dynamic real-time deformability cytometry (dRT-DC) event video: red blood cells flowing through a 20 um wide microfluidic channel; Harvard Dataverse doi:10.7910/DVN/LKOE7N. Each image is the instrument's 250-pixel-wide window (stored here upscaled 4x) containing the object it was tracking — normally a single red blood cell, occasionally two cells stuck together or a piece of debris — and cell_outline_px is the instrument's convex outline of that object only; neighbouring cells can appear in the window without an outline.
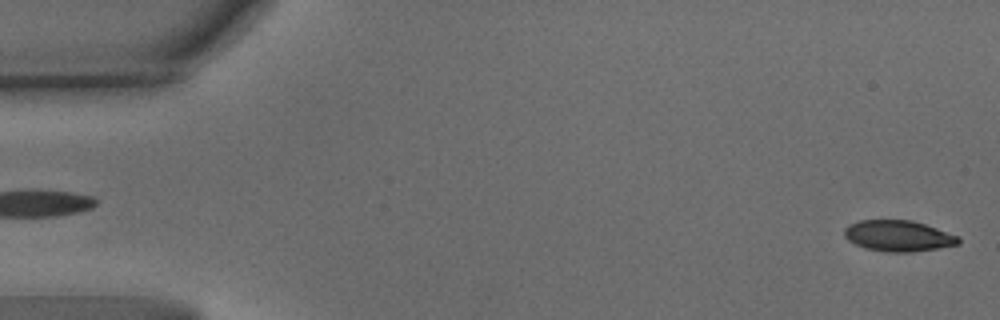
{"species": "common noctule bat (a hibernating species)", "species_latin": "Nyctalus noctula", "temperature_condition": "warm", "stored_images_in_passage": 63, "camera_frame_rate_fps": 3000, "um_per_image_px": 0.085, "animal": {"sex": "male", "body_mass_g": 15.6}, "frame": {"image": 1, "passage_image": 1, "time_ms": 0.0, "image_size_px": [1000, 320], "cell_outline_px": [[960, 244], [912, 252], [884, 252], [864, 248], [848, 240], [844, 236], [844, 228], [848, 224], [860, 220], [912, 220], [960, 236]], "centroid_in_image_um": [76.34, 20.05], "position_along_channel_um": 8.7, "area_um2": 20.69}}
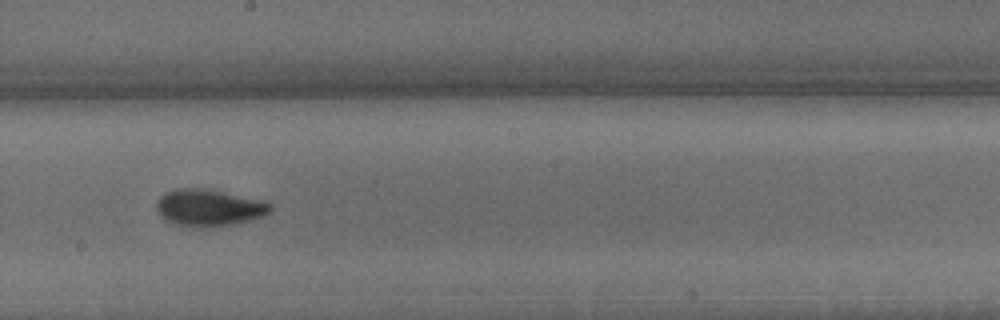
{"frame": {"image": 2, "passage_image": 35, "time_ms": 11.333, "image_size_px": [1000, 320], "cell_outline_px": [[272, 208], [264, 216], [232, 224], [208, 228], [196, 228], [176, 224], [164, 220], [160, 216], [156, 208], [156, 200], [160, 196], [176, 188], [200, 188], [256, 200], [272, 204]], "centroid_in_image_um": [17.67, 17.69], "position_along_channel_um": 230.5, "area_um2": 24.04}}
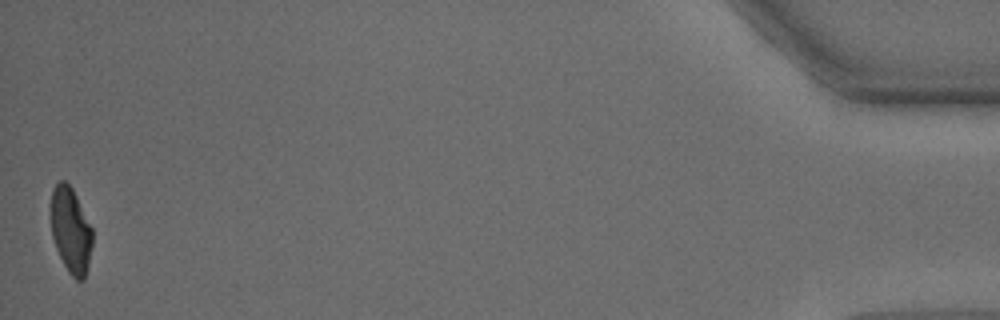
{"frame": {"image": 3, "passage_image": 63, "time_ms": 20.667, "image_size_px": [1000, 320], "cell_outline_px": [[92, 244], [88, 264], [84, 280], [76, 280], [68, 272], [56, 248], [52, 236], [52, 188], [60, 180], [64, 180], [72, 188], [92, 228]], "centroid_in_image_um": [6.02, 19.58], "position_along_channel_um": 429.2, "area_um2": 20.35}, "authors_computed_cell_mechanics": {"area_um2": 22.3686, "velocity_mm_per_s": 3.1479, "shape_relaxation_time_tau1_ms": 4.1416, "shape_relaxation_time_tau2_ms": 2.0213, "deformation_change_tau1": 0.1584, "deformation_change_tau2": 0.0779}}